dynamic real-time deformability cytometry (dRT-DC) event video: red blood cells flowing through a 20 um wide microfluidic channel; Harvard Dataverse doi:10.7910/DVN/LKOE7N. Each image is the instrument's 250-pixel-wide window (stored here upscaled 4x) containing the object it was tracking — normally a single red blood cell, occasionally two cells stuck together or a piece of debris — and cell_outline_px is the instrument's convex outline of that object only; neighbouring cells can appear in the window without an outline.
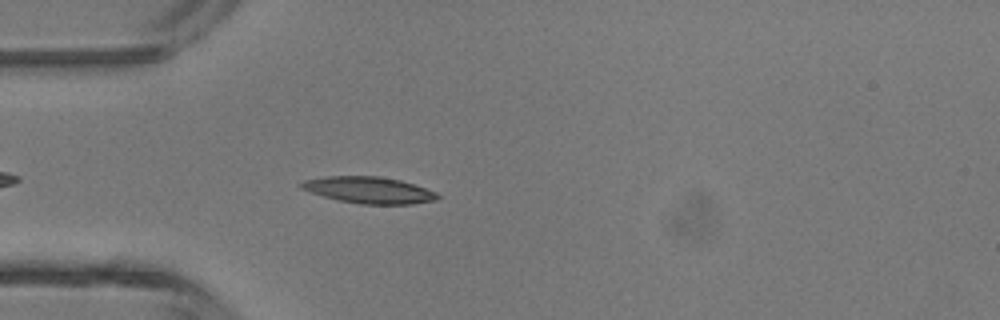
{"species": "common noctule bat (a hibernating species)", "species_latin": "Nyctalus noctula", "temperature_condition": "room temperature", "stored_images_in_passage": 4, "camera_frame_rate_fps": 3000, "um_per_image_px": 0.085, "animal": {"sex": "male", "body_mass_g": 13.3}, "frame": {"image": 1, "passage_image": 4, "time_ms": 1.0, "image_size_px": [1000, 320], "cell_outline_px": [[440, 196], [436, 200], [412, 204], [360, 204], [336, 200], [300, 188], [296, 184], [304, 180], [324, 176], [380, 176], [400, 180], [436, 192]], "centroid_in_image_um": [31.31, 16.15], "position_along_channel_um": 53.7, "area_um2": 21.1}}